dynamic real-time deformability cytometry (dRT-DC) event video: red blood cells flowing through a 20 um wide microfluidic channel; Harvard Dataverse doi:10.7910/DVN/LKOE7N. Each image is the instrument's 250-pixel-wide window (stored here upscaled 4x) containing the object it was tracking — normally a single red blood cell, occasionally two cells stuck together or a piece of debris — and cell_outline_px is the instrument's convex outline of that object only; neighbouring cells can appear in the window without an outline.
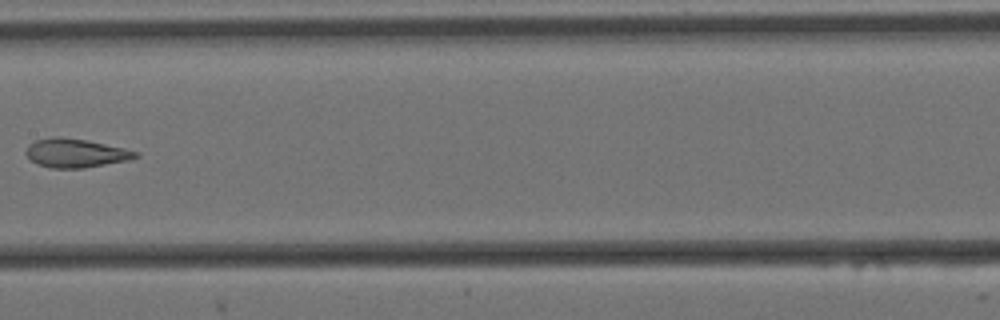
{"species": "Egyptian fruit bat (a non-hibernating species)", "species_latin": "Rousettus aegyptiacus", "temperature_condition": "cold", "stored_images_in_passage": 10, "camera_frame_rate_fps": 3000, "um_per_image_px": 0.085, "animal": {"sex": "female"}, "frame": {"image": 1, "passage_image": 9, "time_ms": 2.667, "image_size_px": [1000, 320], "cell_outline_px": [[140, 156], [128, 160], [84, 168], [52, 168], [36, 164], [24, 152], [28, 144], [36, 140], [52, 136], [60, 136], [88, 140], [124, 148], [140, 152]], "centroid_in_image_um": [6.42, 13.0], "position_along_channel_um": 201.0, "area_um2": 18.55}}
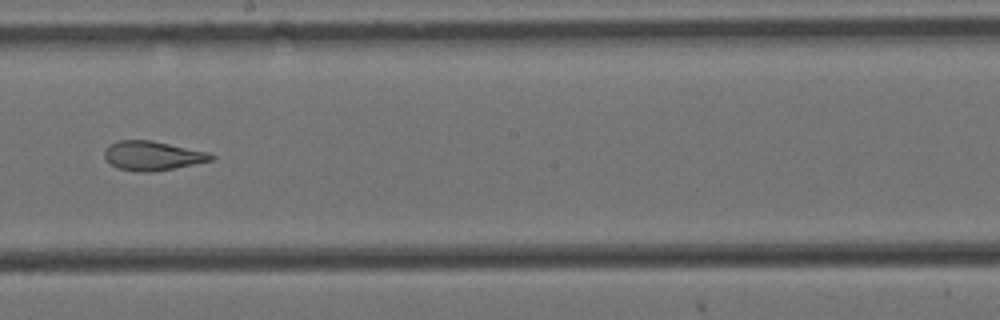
{"frame": {"image": 2, "passage_image": 10, "time_ms": 3.0, "image_size_px": [1000, 320], "cell_outline_px": [[216, 156], [212, 160], [152, 172], [140, 172], [120, 168], [112, 164], [104, 156], [104, 152], [112, 144], [120, 140], [152, 140], [208, 152]], "centroid_in_image_um": [12.99, 13.23], "position_along_channel_um": 235.2, "area_um2": 17.74}}